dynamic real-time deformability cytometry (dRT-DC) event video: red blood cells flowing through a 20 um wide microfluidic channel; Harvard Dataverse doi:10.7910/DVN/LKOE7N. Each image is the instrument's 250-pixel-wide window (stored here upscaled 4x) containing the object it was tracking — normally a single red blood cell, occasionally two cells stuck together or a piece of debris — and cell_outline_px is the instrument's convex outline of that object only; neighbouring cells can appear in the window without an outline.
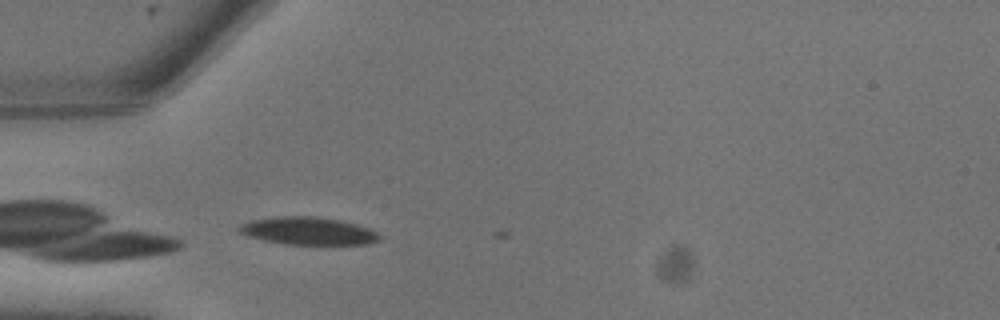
{"species": "common noctule bat (a hibernating species)", "species_latin": "Nyctalus noctula", "temperature_condition": "warm", "stored_images_in_passage": 2, "camera_frame_rate_fps": 3000, "um_per_image_px": 0.085, "animal": {"sex": "male", "body_mass_g": 13.3}, "frame": {"image": 1, "passage_image": 2, "time_ms": 0.333, "image_size_px": [1000, 320], "cell_outline_px": [[380, 240], [368, 244], [284, 244], [264, 240], [248, 236], [240, 232], [236, 228], [240, 224], [252, 220], [280, 216], [316, 216], [340, 220], [368, 228], [376, 232], [380, 236]], "centroid_in_image_um": [26.17, 19.63], "position_along_channel_um": 58.8, "area_um2": 22.48}}